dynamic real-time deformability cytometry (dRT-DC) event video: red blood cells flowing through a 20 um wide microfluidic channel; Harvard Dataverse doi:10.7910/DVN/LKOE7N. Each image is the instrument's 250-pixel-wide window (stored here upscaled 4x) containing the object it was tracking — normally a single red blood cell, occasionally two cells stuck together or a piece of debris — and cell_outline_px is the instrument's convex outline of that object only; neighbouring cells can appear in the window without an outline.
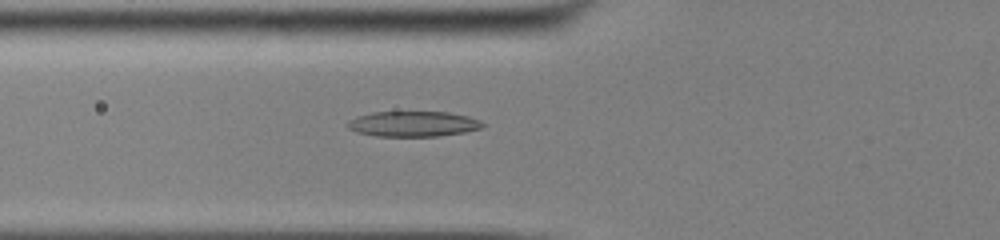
{"species": "common noctule bat (a hibernating species)", "species_latin": "Nyctalus noctula", "temperature_condition": "cold", "stored_images_in_passage": 51, "camera_frame_rate_fps": 3000, "um_per_image_px": 0.085, "animal": {"sex": "male", "body_mass_g": 13.0, "forearm_length_mm": 53.1}, "frame": {"image": 1, "passage_image": 19, "time_ms": 6.0, "image_size_px": [1000, 240], "cell_outline_px": [[484, 124], [480, 128], [464, 132], [436, 136], [376, 136], [356, 132], [348, 128], [348, 120], [356, 116], [372, 112], [448, 112], [468, 116], [480, 120]], "centroid_in_image_um": [35.09, 10.53], "position_along_channel_um": 90.7, "area_um2": 19.88}}
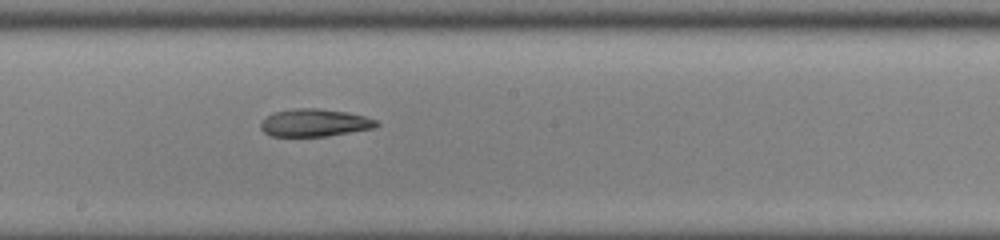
{"frame": {"image": 2, "passage_image": 29, "time_ms": 9.333, "image_size_px": [1000, 240], "cell_outline_px": [[380, 124], [376, 128], [328, 136], [272, 136], [264, 132], [260, 128], [260, 124], [272, 112], [296, 108], [316, 108], [348, 112], [364, 116], [376, 120]], "centroid_in_image_um": [26.77, 10.43], "position_along_channel_um": 221.4, "area_um2": 18.67}}
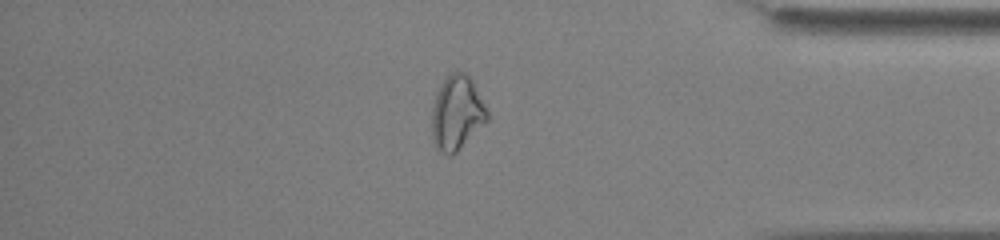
{"frame": {"image": 3, "passage_image": 44, "time_ms": 14.333, "image_size_px": [1000, 240], "cell_outline_px": [[488, 120], [452, 156], [448, 156], [440, 152], [436, 148], [432, 140], [432, 108], [436, 92], [444, 80], [452, 72], [464, 72], [472, 80], [488, 112]], "centroid_in_image_um": [38.81, 9.63], "position_along_channel_um": 396.4, "area_um2": 23.81}}